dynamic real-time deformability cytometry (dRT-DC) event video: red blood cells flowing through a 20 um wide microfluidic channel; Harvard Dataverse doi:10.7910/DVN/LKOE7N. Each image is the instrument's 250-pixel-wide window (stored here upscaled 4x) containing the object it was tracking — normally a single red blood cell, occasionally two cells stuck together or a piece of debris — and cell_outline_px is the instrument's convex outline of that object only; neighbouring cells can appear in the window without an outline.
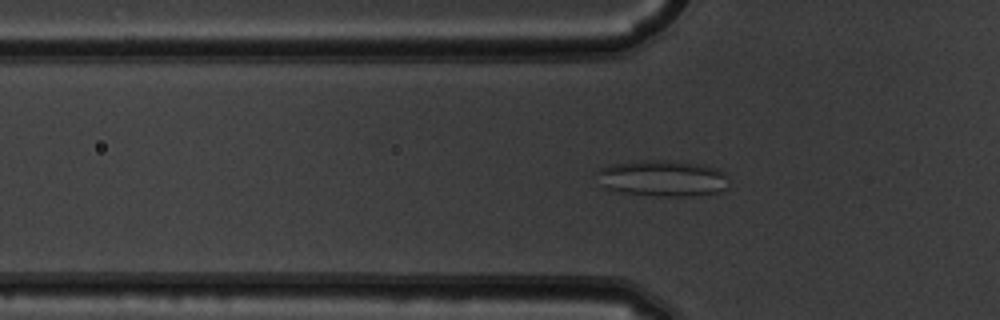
{"species": "common noctule bat (a hibernating species)", "species_latin": "Nyctalus noctula", "temperature_condition": "warm", "stored_images_in_passage": 53, "camera_frame_rate_fps": 3000, "um_per_image_px": 0.085, "animal": {"sex": "male", "body_mass_g": 19.5, "forearm_length_mm": 54.6}, "frame": {"image": 1, "passage_image": 17, "time_ms": 5.333, "image_size_px": [1000, 320], "cell_outline_px": [[728, 188], [720, 192], [692, 196], [656, 196], [620, 192], [604, 188], [596, 172], [600, 168], [608, 164], [644, 160], [672, 160], [704, 164], [716, 168], [724, 172]], "centroid_in_image_um": [56.32, 15.15], "position_along_channel_um": 69.5, "area_um2": 28.15}}
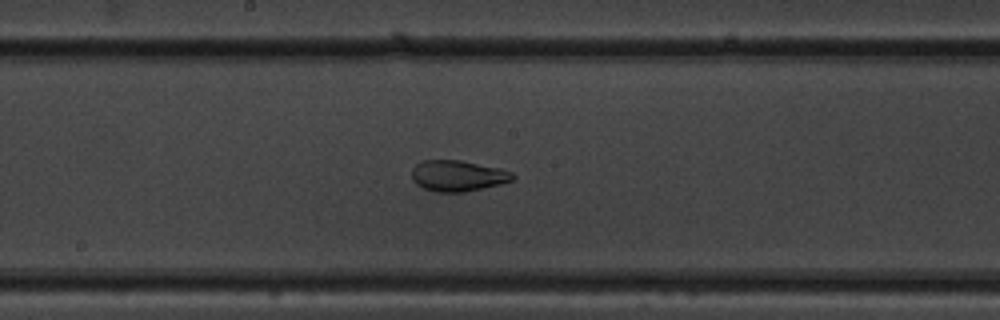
{"frame": {"image": 2, "passage_image": 28, "time_ms": 9.0, "image_size_px": [1000, 320], "cell_outline_px": [[516, 176], [512, 180], [500, 184], [464, 192], [436, 192], [424, 188], [416, 184], [412, 180], [412, 168], [420, 160], [460, 160], [500, 168], [512, 172]], "centroid_in_image_um": [38.89, 14.93], "position_along_channel_um": 209.3, "area_um2": 18.26}}
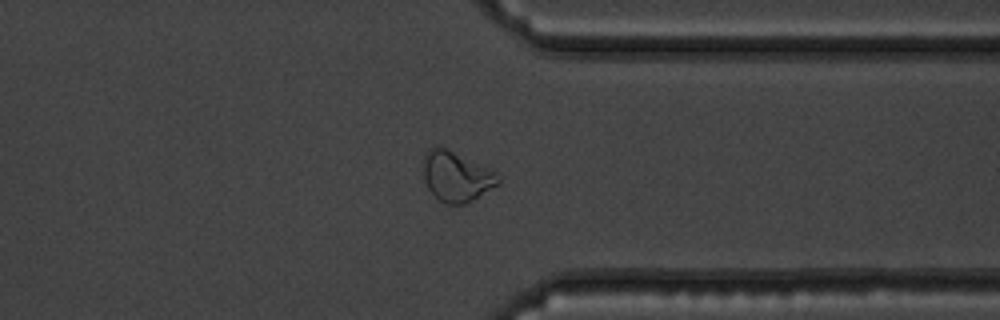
{"frame": {"image": 3, "passage_image": 41, "time_ms": 13.333, "image_size_px": [1000, 320], "cell_outline_px": [[500, 184], [472, 200], [464, 204], [444, 204], [428, 188], [424, 180], [424, 156], [428, 148], [436, 144], [440, 144], [496, 172], [500, 180]], "centroid_in_image_um": [38.78, 14.97], "position_along_channel_um": 372.6, "area_um2": 21.96}, "authors_computed_cell_mechanics": {"area_um2": 24.6806, "velocity_mm_per_s": 3.8121, "shape_relaxation_time_tau1_ms": null, "shape_relaxation_time_tau2_ms": 1.3323, "deformation_change_tau1": null, "deformation_change_tau2": 0.083}}